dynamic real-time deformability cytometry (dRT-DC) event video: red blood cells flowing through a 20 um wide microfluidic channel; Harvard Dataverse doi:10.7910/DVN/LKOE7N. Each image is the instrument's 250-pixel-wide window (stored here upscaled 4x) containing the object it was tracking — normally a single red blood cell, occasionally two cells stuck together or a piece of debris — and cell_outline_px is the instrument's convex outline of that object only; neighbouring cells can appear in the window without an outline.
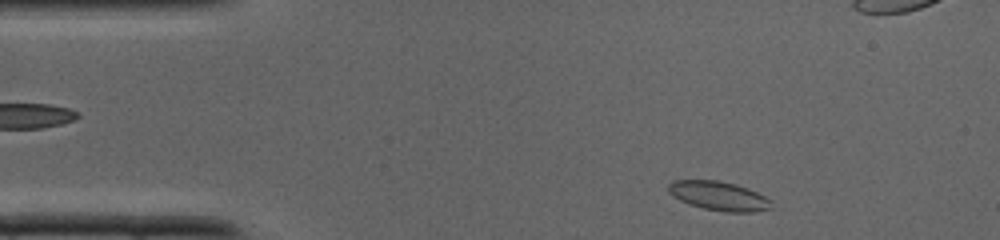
{"species": "common noctule bat (a hibernating species)", "species_latin": "Nyctalus noctula", "temperature_condition": "cold", "stored_images_in_passage": 32, "camera_frame_rate_fps": 3000, "um_per_image_px": 0.085, "animal": {"sex": "male", "body_mass_g": 19.0, "forearm_length_mm": 50.8}, "frame": {"image": 1, "passage_image": 1, "time_ms": 0.0, "image_size_px": [1000, 240], "cell_outline_px": [[772, 208], [752, 212], [724, 212], [704, 208], [688, 204], [672, 196], [668, 192], [668, 184], [672, 180], [716, 180], [736, 184], [748, 188], [772, 200]], "centroid_in_image_um": [61.09, 16.65], "position_along_channel_um": 23.9, "area_um2": 17.57}}
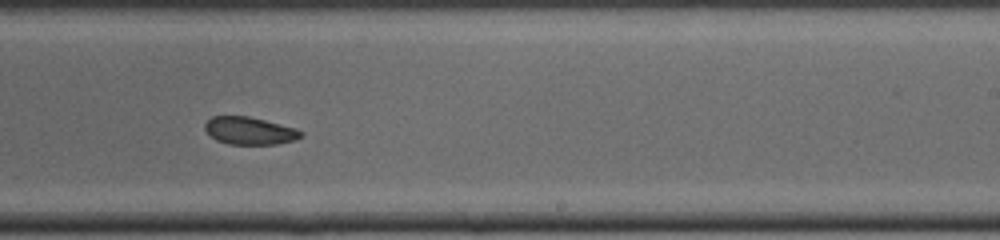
{"frame": {"image": 2, "passage_image": 18, "time_ms": 5.667, "image_size_px": [1000, 240], "cell_outline_px": [[304, 136], [296, 140], [276, 144], [228, 144], [216, 140], [204, 128], [204, 124], [212, 116], [248, 116], [296, 128], [304, 132]], "centroid_in_image_um": [21.25, 11.12], "position_along_channel_um": 267.8, "area_um2": 15.43}}
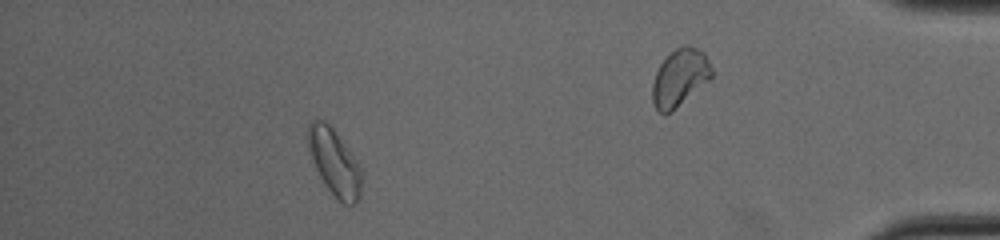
{"frame": {"image": 3, "passage_image": 29, "time_ms": 9.333, "image_size_px": [1000, 240], "cell_outline_px": [[360, 196], [356, 204], [344, 204], [328, 188], [320, 176], [312, 160], [308, 148], [308, 124], [312, 120], [324, 120], [332, 128], [360, 164]], "centroid_in_image_um": [28.42, 13.78], "position_along_channel_um": 406.8, "area_um2": 20.17}}